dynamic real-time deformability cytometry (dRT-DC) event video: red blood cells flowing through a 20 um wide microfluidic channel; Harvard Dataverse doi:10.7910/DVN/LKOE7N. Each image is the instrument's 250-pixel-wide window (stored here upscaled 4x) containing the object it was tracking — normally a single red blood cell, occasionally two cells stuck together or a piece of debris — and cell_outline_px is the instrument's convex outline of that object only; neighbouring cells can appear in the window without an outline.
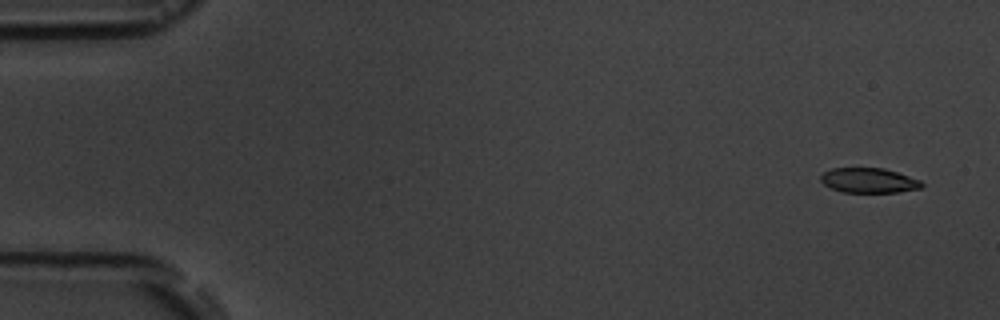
{"species": "common noctule bat (a hibernating species)", "species_latin": "Nyctalus noctula", "temperature_condition": "room temperature", "stored_images_in_passage": 4, "camera_frame_rate_fps": 3000, "um_per_image_px": 0.085, "animal": {"sex": "male", "body_mass_g": 19.5, "forearm_length_mm": 54.6}, "frame": {"image": 1, "passage_image": 1, "time_ms": 0.0, "image_size_px": [1000, 320], "cell_outline_px": [[924, 184], [920, 188], [896, 192], [844, 192], [832, 188], [824, 184], [820, 180], [820, 176], [824, 172], [832, 168], [884, 168], [920, 180]], "centroid_in_image_um": [73.83, 15.33], "position_along_channel_um": 11.2, "area_um2": 14.45}}
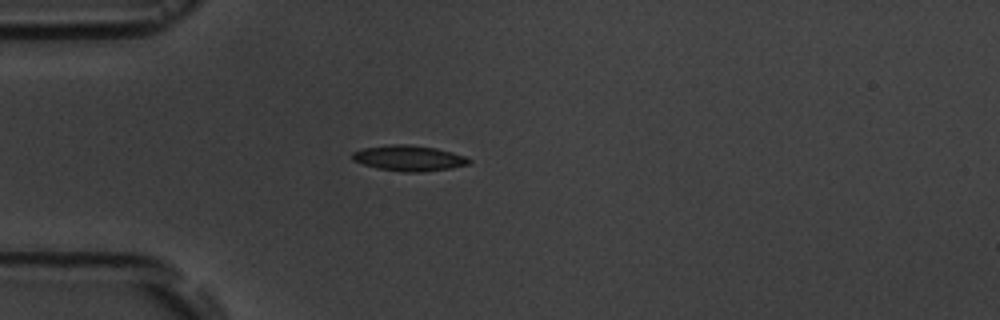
{"frame": {"image": 2, "passage_image": 4, "time_ms": 4.333, "image_size_px": [1000, 320], "cell_outline_px": [[472, 160], [468, 164], [452, 168], [424, 172], [400, 172], [376, 168], [352, 160], [352, 152], [364, 148], [388, 144], [408, 144], [436, 148], [452, 152], [464, 156]], "centroid_in_image_um": [34.75, 13.44], "position_along_channel_um": 50.3, "area_um2": 17.51}}